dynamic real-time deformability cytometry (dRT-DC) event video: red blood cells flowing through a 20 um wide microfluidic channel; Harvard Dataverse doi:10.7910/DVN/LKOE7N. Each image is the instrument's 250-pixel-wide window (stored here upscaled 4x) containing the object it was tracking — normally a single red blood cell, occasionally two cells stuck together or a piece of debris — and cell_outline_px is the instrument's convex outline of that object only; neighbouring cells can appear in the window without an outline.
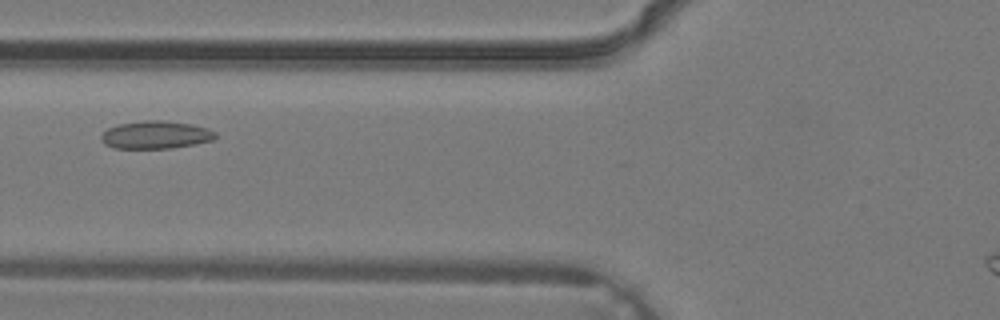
{"species": "common noctule bat (a hibernating species)", "species_latin": "Nyctalus noctula", "temperature_condition": "warm", "stored_images_in_passage": 4, "camera_frame_rate_fps": 3000, "um_per_image_px": 0.085, "animal": {"sex": "male", "body_mass_g": 19.2, "forearm_length_mm": 51.8}, "frame": {"image": 1, "passage_image": 4, "time_ms": 1.0, "image_size_px": [1000, 320], "cell_outline_px": [[216, 136], [212, 140], [196, 144], [172, 148], [116, 148], [104, 144], [100, 140], [100, 136], [108, 128], [120, 124], [144, 120], [164, 120], [192, 124], [208, 128], [216, 132]], "centroid_in_image_um": [13.24, 11.46], "position_along_channel_um": 112.6, "area_um2": 18.55}}